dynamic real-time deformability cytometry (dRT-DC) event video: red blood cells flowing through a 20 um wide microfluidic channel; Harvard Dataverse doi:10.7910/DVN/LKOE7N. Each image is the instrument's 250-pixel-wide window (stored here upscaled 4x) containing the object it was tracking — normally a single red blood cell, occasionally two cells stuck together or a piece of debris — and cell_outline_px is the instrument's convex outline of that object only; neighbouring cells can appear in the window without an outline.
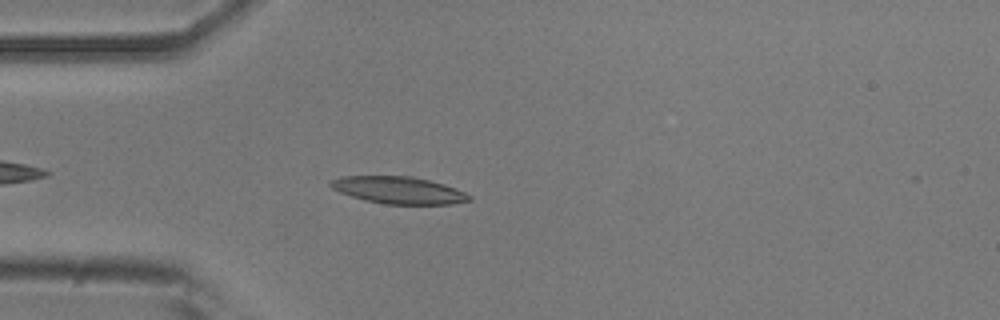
{"species": "common noctule bat (a hibernating species)", "species_latin": "Nyctalus noctula", "temperature_condition": "room temperature", "stored_images_in_passage": 43, "camera_frame_rate_fps": 3000, "um_per_image_px": 0.085, "animal": {"sex": "male", "body_mass_g": 20.5, "forearm_length_mm": 52.5}, "frame": {"image": 1, "passage_image": 5, "time_ms": 1.333, "image_size_px": [1000, 320], "cell_outline_px": [[472, 200], [452, 204], [384, 204], [364, 200], [340, 192], [332, 188], [328, 184], [332, 180], [344, 176], [412, 176], [444, 184], [456, 188], [472, 196]], "centroid_in_image_um": [33.91, 16.17], "position_along_channel_um": 51.1, "area_um2": 21.85}}
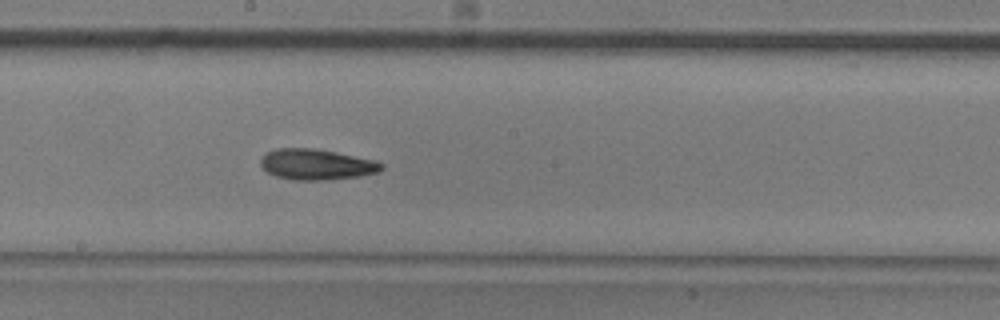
{"frame": {"image": 2, "passage_image": 19, "time_ms": 6.0, "image_size_px": [1000, 320], "cell_outline_px": [[384, 168], [380, 172], [360, 176], [324, 180], [292, 180], [276, 176], [268, 172], [260, 164], [260, 160], [268, 152], [276, 148], [312, 148], [336, 152], [376, 160], [384, 164]], "centroid_in_image_um": [26.94, 13.98], "position_along_channel_um": 221.3, "area_um2": 21.68}}
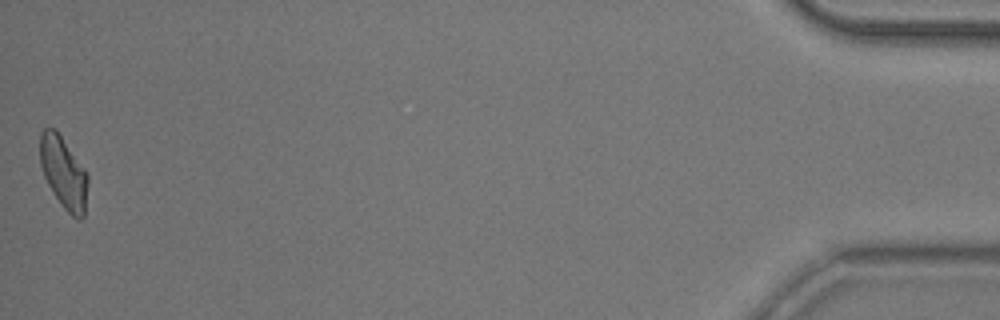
{"frame": {"image": 3, "passage_image": 43, "time_ms": 14.0, "image_size_px": [1000, 320], "cell_outline_px": [[88, 184], [84, 216], [80, 220], [76, 220], [60, 204], [48, 184], [44, 176], [40, 164], [40, 132], [44, 128], [56, 128], [84, 168], [88, 176]], "centroid_in_image_um": [5.41, 14.67], "position_along_channel_um": 429.8, "area_um2": 20.11}, "authors_computed_cell_mechanics": {"area_um2": 20.8658, "velocity_mm_per_s": 3.825, "shape_relaxation_time_tau1_ms": 3.0261, "shape_relaxation_time_tau2_ms": null, "deformation_change_tau1": 0.1238, "deformation_change_tau2": null}}